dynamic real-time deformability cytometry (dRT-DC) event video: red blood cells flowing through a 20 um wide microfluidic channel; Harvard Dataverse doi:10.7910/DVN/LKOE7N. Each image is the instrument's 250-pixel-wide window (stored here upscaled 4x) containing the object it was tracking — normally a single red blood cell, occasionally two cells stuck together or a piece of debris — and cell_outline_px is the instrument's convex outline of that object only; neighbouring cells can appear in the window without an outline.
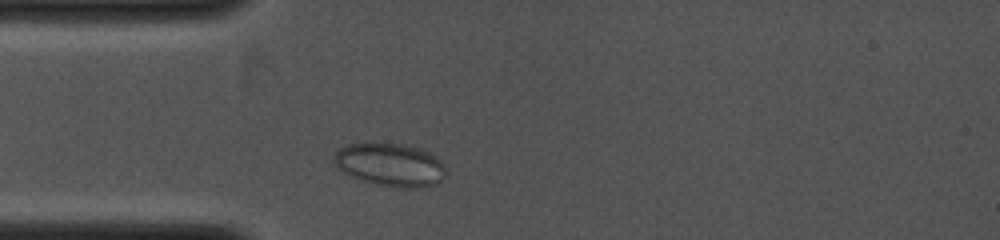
{"species": "common noctule bat (a hibernating species)", "species_latin": "Nyctalus noctula", "temperature_condition": "cold", "stored_images_in_passage": 22, "camera_frame_rate_fps": 4000, "um_per_image_px": 0.085, "animal": {"sex": "female", "body_mass_g": 19.0, "forearm_length_mm": 53.3}, "frame": {"image": 1, "passage_image": 2, "time_ms": 0.25, "image_size_px": [1000, 240], "cell_outline_px": [[444, 176], [436, 184], [420, 188], [404, 188], [376, 184], [352, 176], [336, 168], [332, 160], [332, 156], [340, 148], [348, 144], [372, 140], [404, 144], [420, 148], [436, 156], [444, 164]], "centroid_in_image_um": [33.13, 13.95], "position_along_channel_um": 51.9, "area_um2": 28.73}}
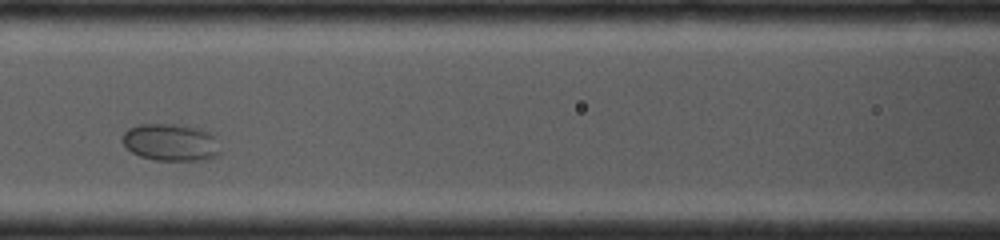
{"frame": {"image": 2, "passage_image": 8, "time_ms": 2.5, "image_size_px": [1000, 240], "cell_outline_px": [[220, 152], [216, 156], [208, 160], [156, 160], [140, 156], [124, 148], [120, 140], [120, 136], [128, 128], [140, 124], [164, 124], [200, 128], [212, 132], [216, 136]], "centroid_in_image_um": [14.49, 12.1], "position_along_channel_um": 152.1, "area_um2": 21.56}}
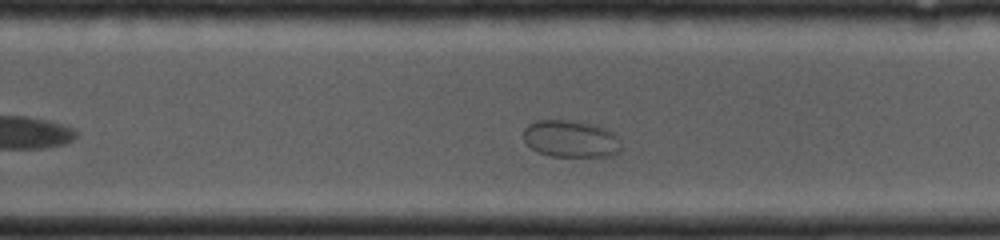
{"frame": {"image": 3, "passage_image": 16, "time_ms": 5.25, "image_size_px": [1000, 240], "cell_outline_px": [[620, 152], [612, 156], [552, 156], [540, 152], [532, 148], [524, 140], [524, 128], [528, 124], [536, 120], [572, 120], [592, 124], [608, 128], [616, 136], [620, 148]], "centroid_in_image_um": [48.52, 11.79], "position_along_channel_um": 281.3, "area_um2": 21.04}}